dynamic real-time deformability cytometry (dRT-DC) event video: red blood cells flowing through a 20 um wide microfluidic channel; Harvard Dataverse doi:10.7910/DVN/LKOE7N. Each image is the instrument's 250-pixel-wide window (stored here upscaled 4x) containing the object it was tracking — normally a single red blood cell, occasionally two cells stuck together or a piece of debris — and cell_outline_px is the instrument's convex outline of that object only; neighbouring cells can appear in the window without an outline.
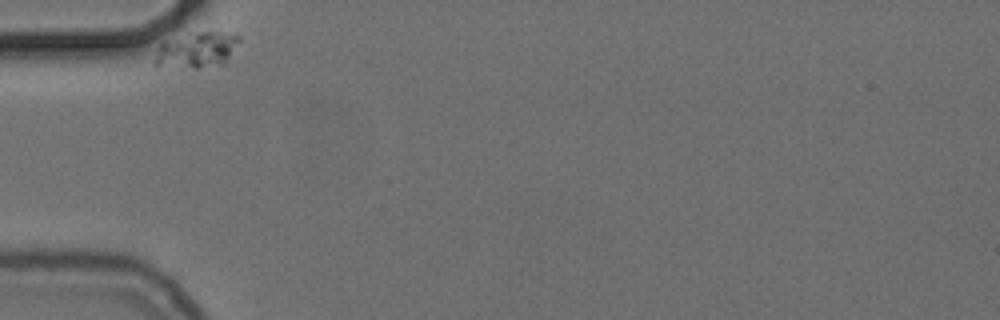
{"species": "common noctule bat (a hibernating species)", "species_latin": "Nyctalus noctula", "temperature_condition": "cold", "stored_images_in_passage": 42, "camera_frame_rate_fps": 3000, "um_per_image_px": 0.085, "animal": {"sex": "female", "body_mass_g": 24.6, "forearm_length_mm": 56.2}, "frame": {"image": 1, "passage_image": 1, "time_ms": 0.0, "image_size_px": [1000, 320], "cell_outline_px": [[240, 40], [224, 64], [200, 68], [180, 68], [152, 64], [160, 40], [188, 32], [220, 32], [240, 36]], "centroid_in_image_um": [16.64, 4.24], "position_along_channel_um": 68.4, "area_um2": 18.03}}
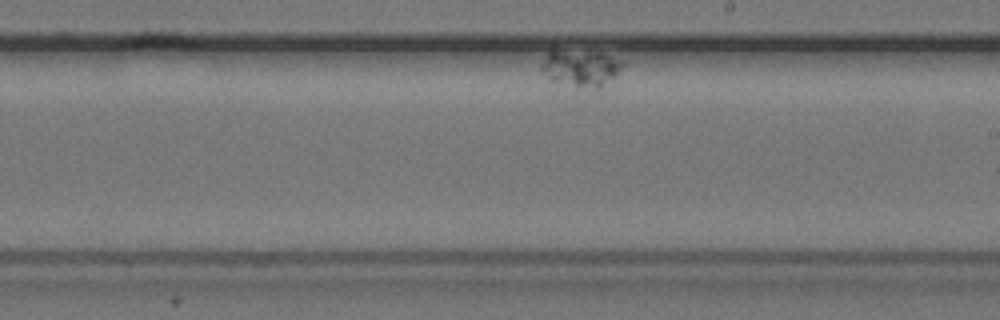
{"frame": {"image": 2, "passage_image": 24, "time_ms": 7.667, "image_size_px": [1000, 320], "cell_outline_px": [[624, 64], [600, 88], [596, 88], [552, 80], [540, 72], [540, 64], [548, 52], [552, 48], [600, 52], [620, 60]], "centroid_in_image_um": [49.27, 5.7], "position_along_channel_um": 239.7, "area_um2": 16.99}}
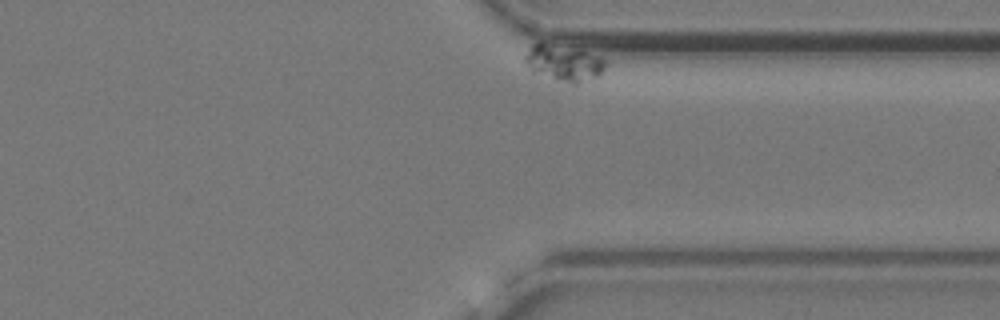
{"frame": {"image": 3, "passage_image": 42, "time_ms": 13.667, "image_size_px": [1000, 320], "cell_outline_px": [[608, 64], [600, 76], [576, 84], [572, 84], [556, 80], [532, 68], [524, 60], [524, 56], [532, 44], [544, 44], [584, 52], [596, 56], [604, 60]], "centroid_in_image_um": [47.99, 5.4], "position_along_channel_um": 363.4, "area_um2": 15.95}}